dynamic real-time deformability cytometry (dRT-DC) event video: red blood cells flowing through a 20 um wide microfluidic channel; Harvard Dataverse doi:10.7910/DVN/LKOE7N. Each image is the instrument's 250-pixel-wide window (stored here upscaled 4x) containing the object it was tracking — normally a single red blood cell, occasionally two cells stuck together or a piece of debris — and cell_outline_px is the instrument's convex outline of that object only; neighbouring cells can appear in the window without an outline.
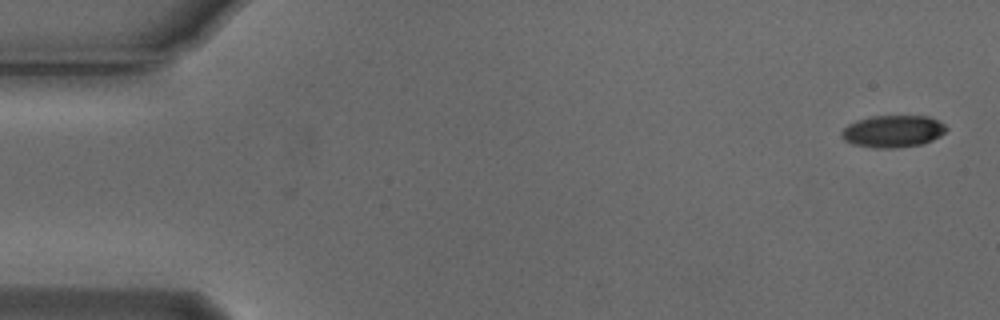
{"species": "Egyptian fruit bat (a non-hibernating species)", "species_latin": "Rousettus aegyptiacus", "temperature_condition": "cold", "stored_images_in_passage": 54, "camera_frame_rate_fps": 3000, "um_per_image_px": 0.085, "animal": {"sex": "male"}, "frame": {"image": 1, "passage_image": 1, "time_ms": 0.0, "image_size_px": [1000, 320], "cell_outline_px": [[948, 128], [940, 136], [932, 140], [920, 144], [892, 148], [876, 148], [852, 144], [844, 140], [840, 136], [840, 132], [848, 124], [856, 120], [872, 116], [928, 116], [944, 124]], "centroid_in_image_um": [75.86, 11.15], "position_along_channel_um": 9.1, "area_um2": 19.54}}
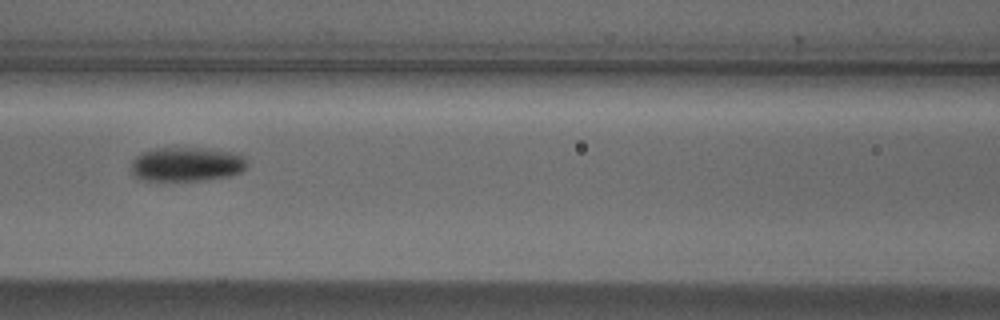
{"frame": {"image": 2, "passage_image": 23, "time_ms": 7.333, "image_size_px": [1000, 320], "cell_outline_px": [[248, 164], [240, 172], [228, 176], [200, 180], [140, 180], [132, 172], [132, 160], [136, 156], [144, 152], [156, 148], [208, 148], [232, 152], [244, 156]], "centroid_in_image_um": [15.87, 13.95], "position_along_channel_um": 150.7, "area_um2": 22.95}}
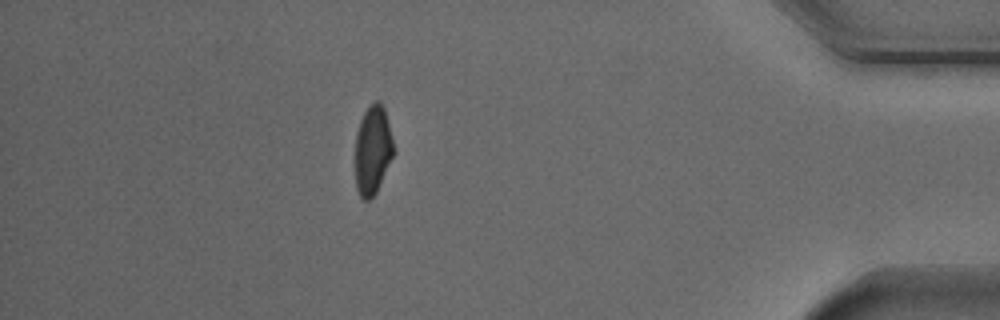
{"frame": {"image": 3, "passage_image": 47, "time_ms": 15.333, "image_size_px": [1000, 320], "cell_outline_px": [[392, 156], [376, 192], [368, 200], [364, 200], [360, 196], [356, 188], [356, 132], [360, 120], [364, 112], [376, 100], [380, 100], [384, 108], [392, 140]], "centroid_in_image_um": [31.65, 12.74], "position_along_channel_um": 403.6, "area_um2": 19.25}, "authors_computed_cell_mechanics": {"area_um2": 21.0392, "velocity_mm_per_s": 3.7626, "shape_relaxation_time_tau1_ms": 2.9684, "shape_relaxation_time_tau2_ms": null, "deformation_change_tau1": 0.1264, "deformation_change_tau2": null}}